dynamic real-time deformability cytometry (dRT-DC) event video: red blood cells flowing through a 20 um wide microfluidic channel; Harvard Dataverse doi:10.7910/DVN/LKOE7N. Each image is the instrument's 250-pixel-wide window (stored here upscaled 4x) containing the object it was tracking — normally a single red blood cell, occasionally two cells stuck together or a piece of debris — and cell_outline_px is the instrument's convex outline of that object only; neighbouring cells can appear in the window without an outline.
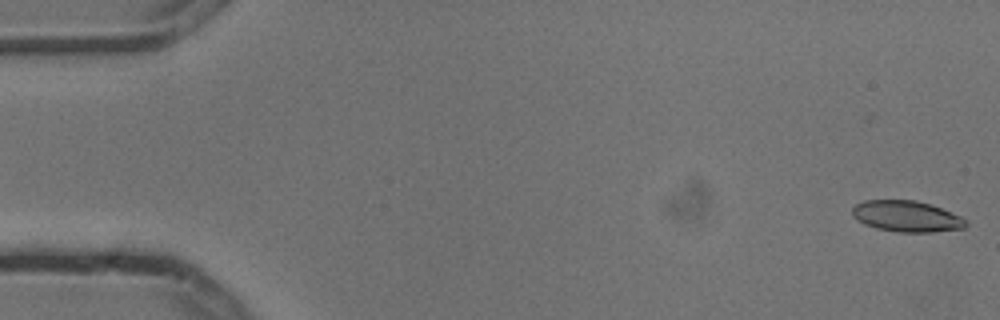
{"species": "common noctule bat (a hibernating species)", "species_latin": "Nyctalus noctula", "temperature_condition": "cold", "stored_images_in_passage": 3, "camera_frame_rate_fps": 3000, "um_per_image_px": 0.085, "animal": {"sex": "male", "body_mass_g": 13.3}, "frame": {"image": 1, "passage_image": 1, "time_ms": 0.0, "image_size_px": [1000, 320], "cell_outline_px": [[968, 224], [964, 228], [932, 232], [896, 232], [876, 228], [864, 224], [856, 220], [852, 216], [852, 208], [856, 204], [864, 200], [916, 200], [932, 204], [960, 216], [968, 220]], "centroid_in_image_um": [77.06, 18.38], "position_along_channel_um": 7.9, "area_um2": 20.81}}